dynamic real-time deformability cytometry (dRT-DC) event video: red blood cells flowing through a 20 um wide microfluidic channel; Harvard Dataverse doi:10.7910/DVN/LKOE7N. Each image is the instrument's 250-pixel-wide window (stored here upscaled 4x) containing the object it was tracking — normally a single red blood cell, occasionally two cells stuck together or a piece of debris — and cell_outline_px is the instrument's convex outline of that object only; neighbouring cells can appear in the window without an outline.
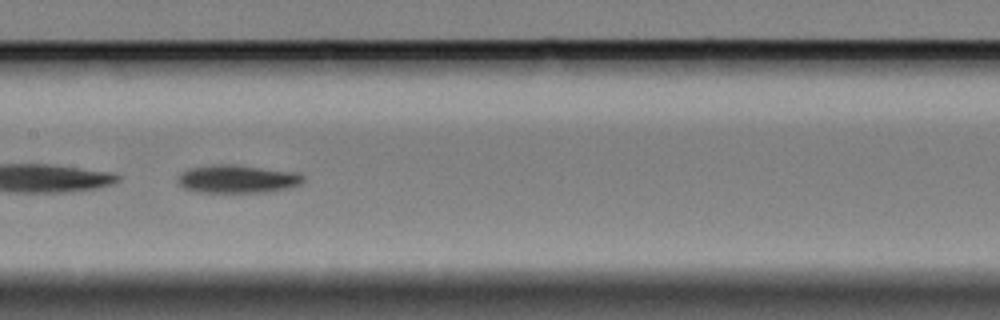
{"species": "Egyptian fruit bat (a non-hibernating species)", "species_latin": "Rousettus aegyptiacus", "temperature_condition": "cold", "stored_images_in_passage": 52, "camera_frame_rate_fps": 3000, "um_per_image_px": 0.085, "animal": {"sex": "female"}, "frame": {"image": 1, "passage_image": 23, "time_ms": 7.333, "image_size_px": [1000, 320], "cell_outline_px": [[304, 180], [300, 184], [288, 188], [268, 192], [196, 192], [184, 188], [176, 184], [176, 176], [180, 172], [188, 168], [216, 164], [232, 164], [296, 172], [304, 176]], "centroid_in_image_um": [20.1, 15.21], "position_along_channel_um": 187.3, "area_um2": 20.81}}
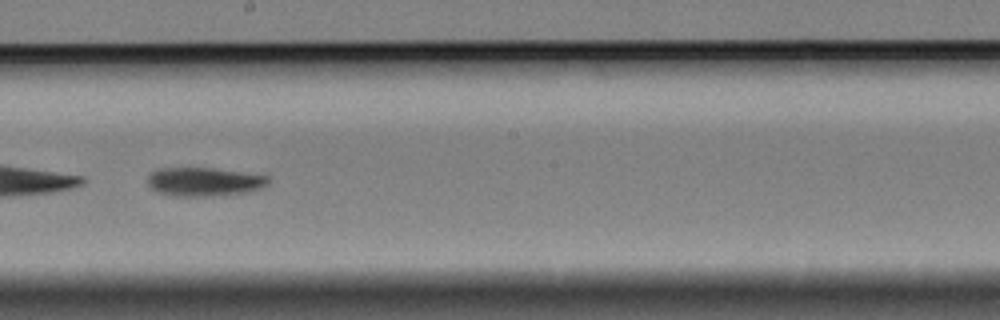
{"frame": {"image": 2, "passage_image": 27, "time_ms": 8.667, "image_size_px": [1000, 320], "cell_outline_px": [[272, 180], [264, 188], [248, 192], [216, 196], [176, 196], [156, 192], [148, 184], [148, 176], [152, 172], [160, 168], [212, 168], [268, 176]], "centroid_in_image_um": [17.39, 15.46], "position_along_channel_um": 230.8, "area_um2": 20.29}}
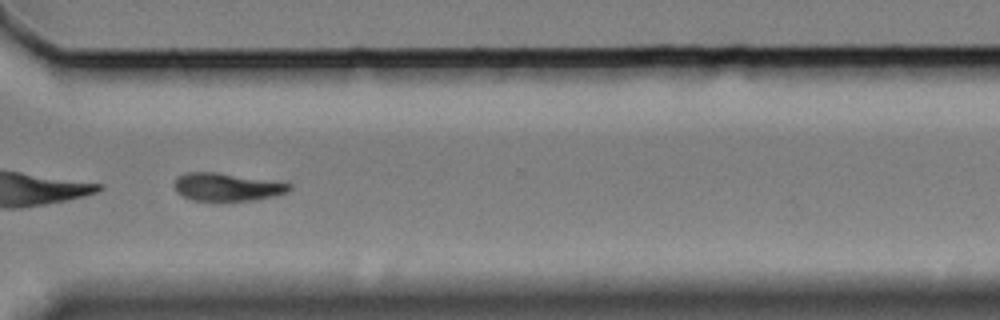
{"frame": {"image": 3, "passage_image": 38, "time_ms": 12.333, "image_size_px": [1000, 320], "cell_outline_px": [[292, 188], [288, 192], [272, 196], [252, 200], [220, 204], [192, 200], [180, 196], [176, 192], [176, 180], [180, 176], [188, 172], [216, 172], [292, 184]], "centroid_in_image_um": [19.26, 15.95], "position_along_channel_um": 351.3, "area_um2": 19.13}, "authors_computed_cell_mechanics": {"area_um2": 21.0103, "velocity_mm_per_s": 3.2886, "shape_relaxation_time_tau1_ms": 3.0218, "shape_relaxation_time_tau2_ms": null, "deformation_change_tau1": 0.1128, "deformation_change_tau2": null}}